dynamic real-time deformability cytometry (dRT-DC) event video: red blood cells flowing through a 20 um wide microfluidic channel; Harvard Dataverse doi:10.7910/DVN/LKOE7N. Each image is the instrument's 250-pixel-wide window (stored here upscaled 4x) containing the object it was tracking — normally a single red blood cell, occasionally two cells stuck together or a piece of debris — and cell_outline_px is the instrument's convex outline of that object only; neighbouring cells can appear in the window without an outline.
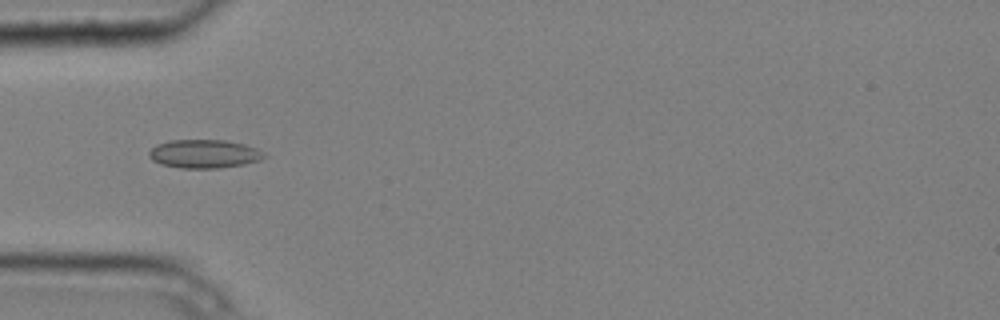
{"species": "common noctule bat (a hibernating species)", "species_latin": "Nyctalus noctula", "temperature_condition": "cold", "stored_images_in_passage": 5, "camera_frame_rate_fps": 3000, "um_per_image_px": 0.085, "animal": {"sex": "male", "body_mass_g": 20.4}, "frame": {"image": 1, "passage_image": 5, "time_ms": 1.333, "image_size_px": [1000, 320], "cell_outline_px": [[268, 156], [260, 160], [244, 164], [220, 168], [180, 168], [160, 164], [152, 160], [148, 156], [148, 152], [156, 144], [168, 140], [224, 140], [244, 144], [256, 148], [264, 152]], "centroid_in_image_um": [17.34, 13.08], "position_along_channel_um": 67.7, "area_um2": 19.31}}